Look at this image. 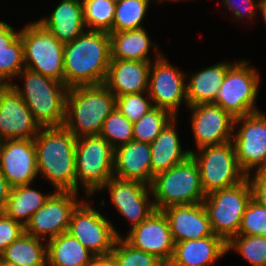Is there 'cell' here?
I'll list each match as a JSON object with an SVG mask.
<instances>
[{
    "mask_svg": "<svg viewBox=\"0 0 266 266\" xmlns=\"http://www.w3.org/2000/svg\"><path fill=\"white\" fill-rule=\"evenodd\" d=\"M111 60L110 34L86 30L73 41L64 44V84H104Z\"/></svg>",
    "mask_w": 266,
    "mask_h": 266,
    "instance_id": "1",
    "label": "cell"
},
{
    "mask_svg": "<svg viewBox=\"0 0 266 266\" xmlns=\"http://www.w3.org/2000/svg\"><path fill=\"white\" fill-rule=\"evenodd\" d=\"M76 139L64 126L40 128L33 139L38 174L55 191L76 192Z\"/></svg>",
    "mask_w": 266,
    "mask_h": 266,
    "instance_id": "2",
    "label": "cell"
},
{
    "mask_svg": "<svg viewBox=\"0 0 266 266\" xmlns=\"http://www.w3.org/2000/svg\"><path fill=\"white\" fill-rule=\"evenodd\" d=\"M115 105V95L104 84L70 87L64 127L76 138L97 136Z\"/></svg>",
    "mask_w": 266,
    "mask_h": 266,
    "instance_id": "3",
    "label": "cell"
},
{
    "mask_svg": "<svg viewBox=\"0 0 266 266\" xmlns=\"http://www.w3.org/2000/svg\"><path fill=\"white\" fill-rule=\"evenodd\" d=\"M24 86H11L21 96L41 128L62 127L66 118V95L68 87L59 81L24 68L19 74Z\"/></svg>",
    "mask_w": 266,
    "mask_h": 266,
    "instance_id": "4",
    "label": "cell"
},
{
    "mask_svg": "<svg viewBox=\"0 0 266 266\" xmlns=\"http://www.w3.org/2000/svg\"><path fill=\"white\" fill-rule=\"evenodd\" d=\"M155 210L174 205L203 203L200 171L192 156L167 171L156 174L150 185Z\"/></svg>",
    "mask_w": 266,
    "mask_h": 266,
    "instance_id": "5",
    "label": "cell"
},
{
    "mask_svg": "<svg viewBox=\"0 0 266 266\" xmlns=\"http://www.w3.org/2000/svg\"><path fill=\"white\" fill-rule=\"evenodd\" d=\"M114 155L115 149L99 135L77 138L76 193H79V184L84 188L87 198L101 191L106 182L114 176Z\"/></svg>",
    "mask_w": 266,
    "mask_h": 266,
    "instance_id": "6",
    "label": "cell"
},
{
    "mask_svg": "<svg viewBox=\"0 0 266 266\" xmlns=\"http://www.w3.org/2000/svg\"><path fill=\"white\" fill-rule=\"evenodd\" d=\"M252 188L247 177L237 185L209 193L203 204L207 211L212 231L226 242L238 235Z\"/></svg>",
    "mask_w": 266,
    "mask_h": 266,
    "instance_id": "7",
    "label": "cell"
},
{
    "mask_svg": "<svg viewBox=\"0 0 266 266\" xmlns=\"http://www.w3.org/2000/svg\"><path fill=\"white\" fill-rule=\"evenodd\" d=\"M25 67L64 83V43L38 21L21 29Z\"/></svg>",
    "mask_w": 266,
    "mask_h": 266,
    "instance_id": "8",
    "label": "cell"
},
{
    "mask_svg": "<svg viewBox=\"0 0 266 266\" xmlns=\"http://www.w3.org/2000/svg\"><path fill=\"white\" fill-rule=\"evenodd\" d=\"M249 62L241 59L228 69L214 101L234 119L261 111L255 106L260 74Z\"/></svg>",
    "mask_w": 266,
    "mask_h": 266,
    "instance_id": "9",
    "label": "cell"
},
{
    "mask_svg": "<svg viewBox=\"0 0 266 266\" xmlns=\"http://www.w3.org/2000/svg\"><path fill=\"white\" fill-rule=\"evenodd\" d=\"M190 150L200 171L201 186L205 195L229 188L242 182L247 176L238 165L232 141Z\"/></svg>",
    "mask_w": 266,
    "mask_h": 266,
    "instance_id": "10",
    "label": "cell"
},
{
    "mask_svg": "<svg viewBox=\"0 0 266 266\" xmlns=\"http://www.w3.org/2000/svg\"><path fill=\"white\" fill-rule=\"evenodd\" d=\"M110 221L83 198L71 214L67 233L95 256H109L122 237Z\"/></svg>",
    "mask_w": 266,
    "mask_h": 266,
    "instance_id": "11",
    "label": "cell"
},
{
    "mask_svg": "<svg viewBox=\"0 0 266 266\" xmlns=\"http://www.w3.org/2000/svg\"><path fill=\"white\" fill-rule=\"evenodd\" d=\"M155 59L151 62L148 81V95L154 107L168 110L173 116H178L179 106L186 105V78L187 74L179 70L167 60L154 46Z\"/></svg>",
    "mask_w": 266,
    "mask_h": 266,
    "instance_id": "12",
    "label": "cell"
},
{
    "mask_svg": "<svg viewBox=\"0 0 266 266\" xmlns=\"http://www.w3.org/2000/svg\"><path fill=\"white\" fill-rule=\"evenodd\" d=\"M232 143L238 165L246 176L253 169H266V115L258 111L235 118Z\"/></svg>",
    "mask_w": 266,
    "mask_h": 266,
    "instance_id": "13",
    "label": "cell"
},
{
    "mask_svg": "<svg viewBox=\"0 0 266 266\" xmlns=\"http://www.w3.org/2000/svg\"><path fill=\"white\" fill-rule=\"evenodd\" d=\"M78 193L54 191L25 226V233L49 241L66 233L73 210L81 202ZM42 237V238H41Z\"/></svg>",
    "mask_w": 266,
    "mask_h": 266,
    "instance_id": "14",
    "label": "cell"
},
{
    "mask_svg": "<svg viewBox=\"0 0 266 266\" xmlns=\"http://www.w3.org/2000/svg\"><path fill=\"white\" fill-rule=\"evenodd\" d=\"M107 188L111 204L129 220L131 228L143 222L154 210L152 191L149 185L136 180L111 177L102 189Z\"/></svg>",
    "mask_w": 266,
    "mask_h": 266,
    "instance_id": "15",
    "label": "cell"
},
{
    "mask_svg": "<svg viewBox=\"0 0 266 266\" xmlns=\"http://www.w3.org/2000/svg\"><path fill=\"white\" fill-rule=\"evenodd\" d=\"M123 238L134 248L155 255L166 265L172 259L175 242L163 211L154 210L143 222L130 228Z\"/></svg>",
    "mask_w": 266,
    "mask_h": 266,
    "instance_id": "16",
    "label": "cell"
},
{
    "mask_svg": "<svg viewBox=\"0 0 266 266\" xmlns=\"http://www.w3.org/2000/svg\"><path fill=\"white\" fill-rule=\"evenodd\" d=\"M187 108L191 110V129L198 149L232 141L234 118L222 107L208 103Z\"/></svg>",
    "mask_w": 266,
    "mask_h": 266,
    "instance_id": "17",
    "label": "cell"
},
{
    "mask_svg": "<svg viewBox=\"0 0 266 266\" xmlns=\"http://www.w3.org/2000/svg\"><path fill=\"white\" fill-rule=\"evenodd\" d=\"M0 172L10 187L31 185L39 175L33 139L0 142Z\"/></svg>",
    "mask_w": 266,
    "mask_h": 266,
    "instance_id": "18",
    "label": "cell"
},
{
    "mask_svg": "<svg viewBox=\"0 0 266 266\" xmlns=\"http://www.w3.org/2000/svg\"><path fill=\"white\" fill-rule=\"evenodd\" d=\"M40 128L15 89L11 85L0 88V141L34 139Z\"/></svg>",
    "mask_w": 266,
    "mask_h": 266,
    "instance_id": "19",
    "label": "cell"
},
{
    "mask_svg": "<svg viewBox=\"0 0 266 266\" xmlns=\"http://www.w3.org/2000/svg\"><path fill=\"white\" fill-rule=\"evenodd\" d=\"M166 215L174 242L212 236L209 217L203 203L169 206Z\"/></svg>",
    "mask_w": 266,
    "mask_h": 266,
    "instance_id": "20",
    "label": "cell"
},
{
    "mask_svg": "<svg viewBox=\"0 0 266 266\" xmlns=\"http://www.w3.org/2000/svg\"><path fill=\"white\" fill-rule=\"evenodd\" d=\"M151 62L111 59L104 85L115 95L148 91Z\"/></svg>",
    "mask_w": 266,
    "mask_h": 266,
    "instance_id": "21",
    "label": "cell"
},
{
    "mask_svg": "<svg viewBox=\"0 0 266 266\" xmlns=\"http://www.w3.org/2000/svg\"><path fill=\"white\" fill-rule=\"evenodd\" d=\"M227 253V242L215 234L179 241L175 243L172 259L167 266H212Z\"/></svg>",
    "mask_w": 266,
    "mask_h": 266,
    "instance_id": "22",
    "label": "cell"
},
{
    "mask_svg": "<svg viewBox=\"0 0 266 266\" xmlns=\"http://www.w3.org/2000/svg\"><path fill=\"white\" fill-rule=\"evenodd\" d=\"M114 176L151 185V148L141 141H130L115 149Z\"/></svg>",
    "mask_w": 266,
    "mask_h": 266,
    "instance_id": "23",
    "label": "cell"
},
{
    "mask_svg": "<svg viewBox=\"0 0 266 266\" xmlns=\"http://www.w3.org/2000/svg\"><path fill=\"white\" fill-rule=\"evenodd\" d=\"M37 21L60 42H71L85 32L82 0H62L50 16Z\"/></svg>",
    "mask_w": 266,
    "mask_h": 266,
    "instance_id": "24",
    "label": "cell"
},
{
    "mask_svg": "<svg viewBox=\"0 0 266 266\" xmlns=\"http://www.w3.org/2000/svg\"><path fill=\"white\" fill-rule=\"evenodd\" d=\"M178 117L171 120L161 133L150 143L151 184L156 174L167 171L191 156L190 150H183L176 131Z\"/></svg>",
    "mask_w": 266,
    "mask_h": 266,
    "instance_id": "25",
    "label": "cell"
},
{
    "mask_svg": "<svg viewBox=\"0 0 266 266\" xmlns=\"http://www.w3.org/2000/svg\"><path fill=\"white\" fill-rule=\"evenodd\" d=\"M233 64L232 62L216 63L199 70V72L197 70L189 77V80L186 79L188 106L214 103L228 69Z\"/></svg>",
    "mask_w": 266,
    "mask_h": 266,
    "instance_id": "26",
    "label": "cell"
},
{
    "mask_svg": "<svg viewBox=\"0 0 266 266\" xmlns=\"http://www.w3.org/2000/svg\"><path fill=\"white\" fill-rule=\"evenodd\" d=\"M145 29L109 33L111 59L152 62L149 50L153 45Z\"/></svg>",
    "mask_w": 266,
    "mask_h": 266,
    "instance_id": "27",
    "label": "cell"
},
{
    "mask_svg": "<svg viewBox=\"0 0 266 266\" xmlns=\"http://www.w3.org/2000/svg\"><path fill=\"white\" fill-rule=\"evenodd\" d=\"M46 244L47 266H88L96 257L67 232Z\"/></svg>",
    "mask_w": 266,
    "mask_h": 266,
    "instance_id": "28",
    "label": "cell"
},
{
    "mask_svg": "<svg viewBox=\"0 0 266 266\" xmlns=\"http://www.w3.org/2000/svg\"><path fill=\"white\" fill-rule=\"evenodd\" d=\"M44 242L24 232L0 254V259L15 266H47V244Z\"/></svg>",
    "mask_w": 266,
    "mask_h": 266,
    "instance_id": "29",
    "label": "cell"
},
{
    "mask_svg": "<svg viewBox=\"0 0 266 266\" xmlns=\"http://www.w3.org/2000/svg\"><path fill=\"white\" fill-rule=\"evenodd\" d=\"M30 186L23 185L11 188L4 210L7 216L21 223L24 227L52 194L50 192L44 194Z\"/></svg>",
    "mask_w": 266,
    "mask_h": 266,
    "instance_id": "30",
    "label": "cell"
},
{
    "mask_svg": "<svg viewBox=\"0 0 266 266\" xmlns=\"http://www.w3.org/2000/svg\"><path fill=\"white\" fill-rule=\"evenodd\" d=\"M151 0H123L116 3L112 31H129L143 28Z\"/></svg>",
    "mask_w": 266,
    "mask_h": 266,
    "instance_id": "31",
    "label": "cell"
},
{
    "mask_svg": "<svg viewBox=\"0 0 266 266\" xmlns=\"http://www.w3.org/2000/svg\"><path fill=\"white\" fill-rule=\"evenodd\" d=\"M174 118L168 110L154 107L133 123V140L150 144Z\"/></svg>",
    "mask_w": 266,
    "mask_h": 266,
    "instance_id": "32",
    "label": "cell"
},
{
    "mask_svg": "<svg viewBox=\"0 0 266 266\" xmlns=\"http://www.w3.org/2000/svg\"><path fill=\"white\" fill-rule=\"evenodd\" d=\"M87 30L112 32L116 4L109 0H82Z\"/></svg>",
    "mask_w": 266,
    "mask_h": 266,
    "instance_id": "33",
    "label": "cell"
},
{
    "mask_svg": "<svg viewBox=\"0 0 266 266\" xmlns=\"http://www.w3.org/2000/svg\"><path fill=\"white\" fill-rule=\"evenodd\" d=\"M232 249L252 266H266V237L236 235L227 242V252Z\"/></svg>",
    "mask_w": 266,
    "mask_h": 266,
    "instance_id": "34",
    "label": "cell"
},
{
    "mask_svg": "<svg viewBox=\"0 0 266 266\" xmlns=\"http://www.w3.org/2000/svg\"><path fill=\"white\" fill-rule=\"evenodd\" d=\"M133 123L116 107L103 122L99 136L103 137L116 149L133 141Z\"/></svg>",
    "mask_w": 266,
    "mask_h": 266,
    "instance_id": "35",
    "label": "cell"
},
{
    "mask_svg": "<svg viewBox=\"0 0 266 266\" xmlns=\"http://www.w3.org/2000/svg\"><path fill=\"white\" fill-rule=\"evenodd\" d=\"M110 255L118 266H167L155 255L134 248L123 237H118Z\"/></svg>",
    "mask_w": 266,
    "mask_h": 266,
    "instance_id": "36",
    "label": "cell"
},
{
    "mask_svg": "<svg viewBox=\"0 0 266 266\" xmlns=\"http://www.w3.org/2000/svg\"><path fill=\"white\" fill-rule=\"evenodd\" d=\"M24 68L23 43L19 36L7 49L0 50V80L5 85H11V79L18 77Z\"/></svg>",
    "mask_w": 266,
    "mask_h": 266,
    "instance_id": "37",
    "label": "cell"
},
{
    "mask_svg": "<svg viewBox=\"0 0 266 266\" xmlns=\"http://www.w3.org/2000/svg\"><path fill=\"white\" fill-rule=\"evenodd\" d=\"M144 94L146 97H144ZM115 107L132 123L154 108L148 92L125 94L116 97Z\"/></svg>",
    "mask_w": 266,
    "mask_h": 266,
    "instance_id": "38",
    "label": "cell"
},
{
    "mask_svg": "<svg viewBox=\"0 0 266 266\" xmlns=\"http://www.w3.org/2000/svg\"><path fill=\"white\" fill-rule=\"evenodd\" d=\"M238 235L266 237V208L253 198L245 209Z\"/></svg>",
    "mask_w": 266,
    "mask_h": 266,
    "instance_id": "39",
    "label": "cell"
},
{
    "mask_svg": "<svg viewBox=\"0 0 266 266\" xmlns=\"http://www.w3.org/2000/svg\"><path fill=\"white\" fill-rule=\"evenodd\" d=\"M25 232V227L5 213H0V254Z\"/></svg>",
    "mask_w": 266,
    "mask_h": 266,
    "instance_id": "40",
    "label": "cell"
},
{
    "mask_svg": "<svg viewBox=\"0 0 266 266\" xmlns=\"http://www.w3.org/2000/svg\"><path fill=\"white\" fill-rule=\"evenodd\" d=\"M225 9L230 10L234 14V19L244 21L245 18L254 20L257 14L255 11L259 9L260 2L254 0H222ZM237 1V2H236ZM241 2V3H238ZM256 3V4H255Z\"/></svg>",
    "mask_w": 266,
    "mask_h": 266,
    "instance_id": "41",
    "label": "cell"
},
{
    "mask_svg": "<svg viewBox=\"0 0 266 266\" xmlns=\"http://www.w3.org/2000/svg\"><path fill=\"white\" fill-rule=\"evenodd\" d=\"M247 179L251 184L252 198L266 208V169L251 172Z\"/></svg>",
    "mask_w": 266,
    "mask_h": 266,
    "instance_id": "42",
    "label": "cell"
},
{
    "mask_svg": "<svg viewBox=\"0 0 266 266\" xmlns=\"http://www.w3.org/2000/svg\"><path fill=\"white\" fill-rule=\"evenodd\" d=\"M21 30H15L10 24L0 21V50L7 47L20 36Z\"/></svg>",
    "mask_w": 266,
    "mask_h": 266,
    "instance_id": "43",
    "label": "cell"
},
{
    "mask_svg": "<svg viewBox=\"0 0 266 266\" xmlns=\"http://www.w3.org/2000/svg\"><path fill=\"white\" fill-rule=\"evenodd\" d=\"M11 187L0 172V213H4Z\"/></svg>",
    "mask_w": 266,
    "mask_h": 266,
    "instance_id": "44",
    "label": "cell"
},
{
    "mask_svg": "<svg viewBox=\"0 0 266 266\" xmlns=\"http://www.w3.org/2000/svg\"><path fill=\"white\" fill-rule=\"evenodd\" d=\"M88 266H118L115 259L109 256H96Z\"/></svg>",
    "mask_w": 266,
    "mask_h": 266,
    "instance_id": "45",
    "label": "cell"
},
{
    "mask_svg": "<svg viewBox=\"0 0 266 266\" xmlns=\"http://www.w3.org/2000/svg\"><path fill=\"white\" fill-rule=\"evenodd\" d=\"M259 10L261 11L260 13L262 14L263 19L265 20L266 23V1L260 3Z\"/></svg>",
    "mask_w": 266,
    "mask_h": 266,
    "instance_id": "46",
    "label": "cell"
},
{
    "mask_svg": "<svg viewBox=\"0 0 266 266\" xmlns=\"http://www.w3.org/2000/svg\"><path fill=\"white\" fill-rule=\"evenodd\" d=\"M0 266H15V265L8 264V263H6V262H4L3 260L0 259Z\"/></svg>",
    "mask_w": 266,
    "mask_h": 266,
    "instance_id": "47",
    "label": "cell"
},
{
    "mask_svg": "<svg viewBox=\"0 0 266 266\" xmlns=\"http://www.w3.org/2000/svg\"><path fill=\"white\" fill-rule=\"evenodd\" d=\"M156 1L162 3V1H163V2H164V1H165V2H167V1H169V2L171 1V2H172V1H176V0H156Z\"/></svg>",
    "mask_w": 266,
    "mask_h": 266,
    "instance_id": "48",
    "label": "cell"
},
{
    "mask_svg": "<svg viewBox=\"0 0 266 266\" xmlns=\"http://www.w3.org/2000/svg\"><path fill=\"white\" fill-rule=\"evenodd\" d=\"M109 1L114 2L116 4V3H119V2H121L123 0H109Z\"/></svg>",
    "mask_w": 266,
    "mask_h": 266,
    "instance_id": "49",
    "label": "cell"
},
{
    "mask_svg": "<svg viewBox=\"0 0 266 266\" xmlns=\"http://www.w3.org/2000/svg\"><path fill=\"white\" fill-rule=\"evenodd\" d=\"M5 84L0 80V88L4 87Z\"/></svg>",
    "mask_w": 266,
    "mask_h": 266,
    "instance_id": "50",
    "label": "cell"
}]
</instances>
